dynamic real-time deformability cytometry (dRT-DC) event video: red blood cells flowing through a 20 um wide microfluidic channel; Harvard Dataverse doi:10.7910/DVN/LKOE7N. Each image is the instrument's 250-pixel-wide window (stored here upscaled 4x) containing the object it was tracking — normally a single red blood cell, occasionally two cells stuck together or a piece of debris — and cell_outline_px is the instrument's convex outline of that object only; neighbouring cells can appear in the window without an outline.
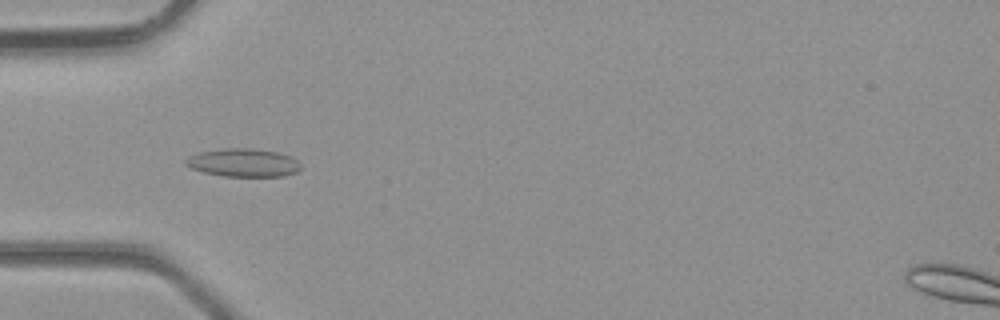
{"species": "common noctule bat (a hibernating species)", "species_latin": "Nyctalus noctula", "temperature_condition": "room temperature", "stored_images_in_passage": 39, "camera_frame_rate_fps": 3000, "um_per_image_px": 0.085, "animal": {"sex": "male", "body_mass_g": 23.1, "forearm_length_mm": 52.7}, "frame": {"image": 1, "passage_image": 13, "time_ms": 4.0, "image_size_px": [1000, 320], "cell_outline_px": [[300, 168], [296, 172], [284, 176], [224, 176], [204, 172], [192, 168], [184, 164], [184, 160], [188, 156], [200, 152], [224, 148], [252, 148], [280, 152], [296, 160], [300, 164]], "centroid_in_image_um": [20.66, 13.82], "position_along_channel_um": 64.3, "area_um2": 18.84}}
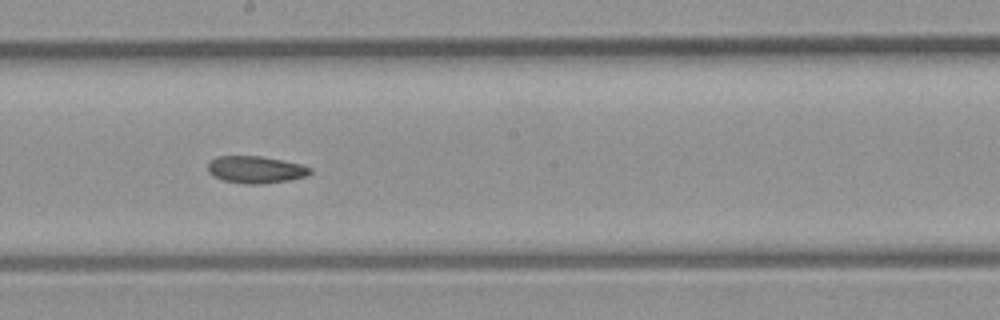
{"frame": {"image": 2, "passage_image": 22, "time_ms": 7.0, "image_size_px": [1000, 320], "cell_outline_px": [[312, 172], [308, 176], [288, 180], [260, 184], [248, 184], [224, 180], [212, 176], [208, 172], [208, 164], [216, 156], [260, 156], [300, 164], [312, 168]], "centroid_in_image_um": [21.73, 14.42], "position_along_channel_um": 226.5, "area_um2": 16.07}}
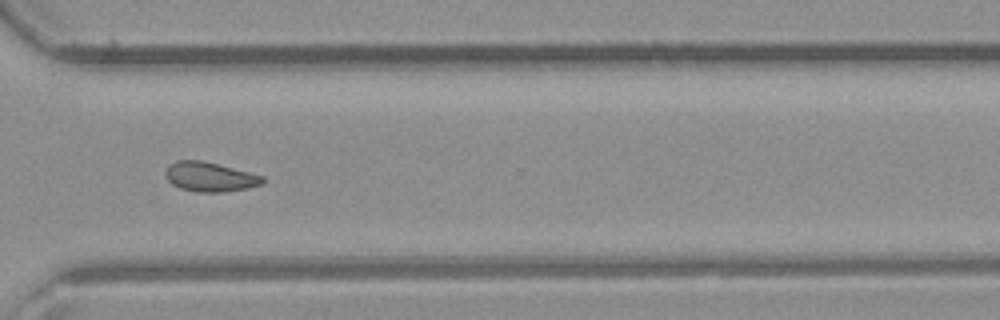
{"frame": {"image": 3, "passage_image": 29, "time_ms": 9.333, "image_size_px": [1000, 320], "cell_outline_px": [[264, 184], [248, 188], [224, 192], [196, 192], [180, 188], [172, 184], [168, 180], [164, 172], [168, 164], [176, 160], [200, 160], [264, 176]], "centroid_in_image_um": [17.82, 15.04], "position_along_channel_um": 352.8, "area_um2": 16.7}}